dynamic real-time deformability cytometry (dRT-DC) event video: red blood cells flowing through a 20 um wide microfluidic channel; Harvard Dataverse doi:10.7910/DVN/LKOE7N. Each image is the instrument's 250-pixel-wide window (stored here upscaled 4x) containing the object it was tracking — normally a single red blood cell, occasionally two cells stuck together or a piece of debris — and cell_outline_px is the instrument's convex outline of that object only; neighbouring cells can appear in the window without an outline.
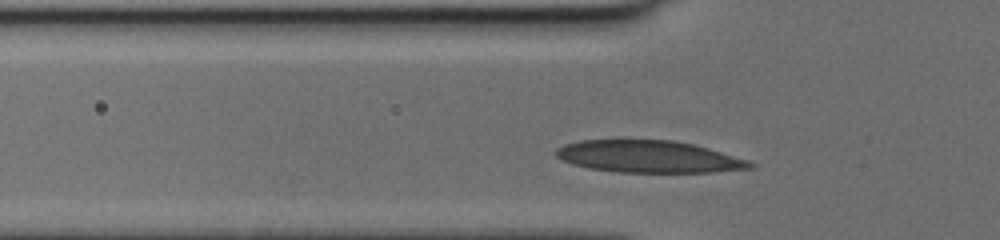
{"species": "human", "species_latin": "Homo sapiens", "temperature_condition": "cold", "stored_images_in_passage": 28, "camera_frame_rate_fps": 3000, "um_per_image_px": 0.085, "donor": {"sex": "female"}, "frame": {"image": 1, "passage_image": 5, "time_ms": 1.333, "image_size_px": [1000, 240], "cell_outline_px": [[756, 164], [752, 168], [712, 172], [616, 172], [588, 168], [572, 164], [556, 156], [552, 152], [556, 148], [564, 144], [580, 140], [672, 140], [692, 144], [708, 148], [748, 160]], "centroid_in_image_um": [55.1, 13.31], "position_along_channel_um": 70.7, "area_um2": 36.24}}
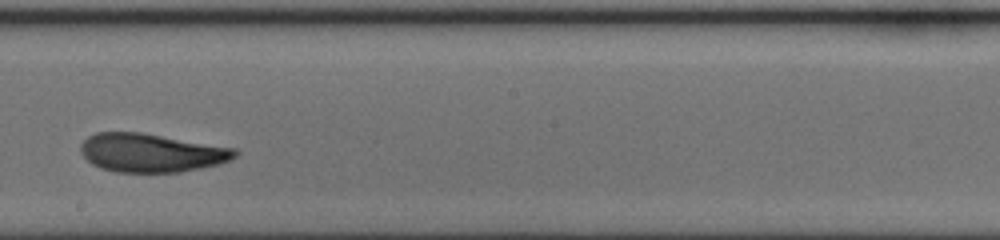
{"frame": {"image": 2, "passage_image": 17, "time_ms": 5.333, "image_size_px": [1000, 240], "cell_outline_px": [[240, 152], [232, 160], [220, 164], [180, 172], [116, 172], [100, 168], [92, 164], [80, 152], [80, 144], [88, 136], [96, 132], [140, 132], [236, 148]], "centroid_in_image_um": [12.87, 12.99], "position_along_channel_um": 235.3, "area_um2": 34.85}}
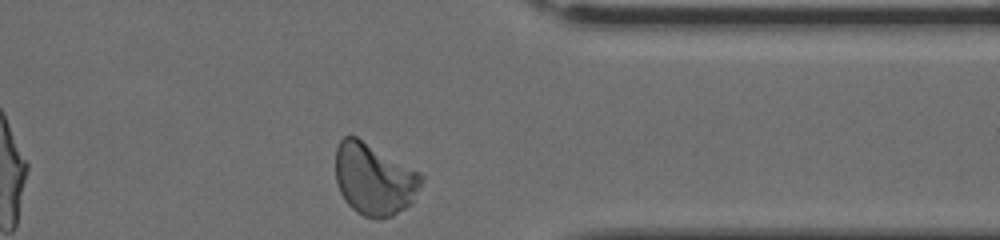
{"frame": {"image": 3, "passage_image": 28, "time_ms": 9.0, "image_size_px": [1000, 240], "cell_outline_px": [[424, 180], [412, 204], [392, 216], [380, 220], [376, 220], [364, 216], [356, 212], [344, 200], [336, 184], [336, 148], [340, 140], [344, 136], [356, 136], [420, 172], [424, 176]], "centroid_in_image_um": [31.81, 15.25], "position_along_channel_um": 379.6, "area_um2": 36.3}}